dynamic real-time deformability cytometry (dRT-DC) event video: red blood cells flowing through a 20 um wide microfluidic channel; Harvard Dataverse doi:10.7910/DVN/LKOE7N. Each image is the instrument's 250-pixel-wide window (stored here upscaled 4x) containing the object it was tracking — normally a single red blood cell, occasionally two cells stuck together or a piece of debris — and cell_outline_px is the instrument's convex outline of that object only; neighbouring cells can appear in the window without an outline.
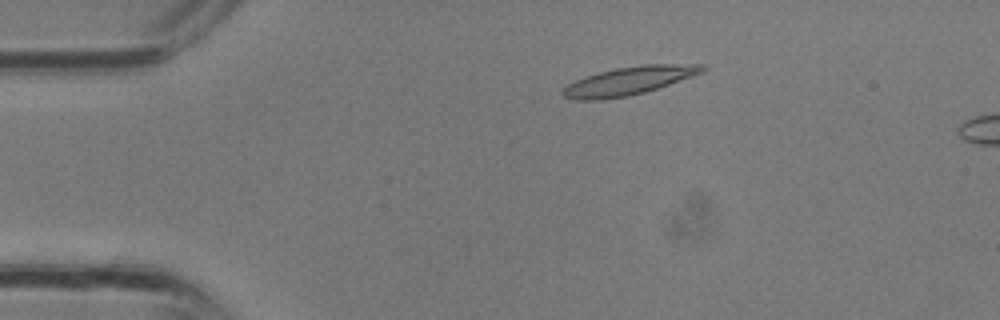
{"species": "common noctule bat (a hibernating species)", "species_latin": "Nyctalus noctula", "temperature_condition": "room temperature", "stored_images_in_passage": 9, "camera_frame_rate_fps": 3000, "um_per_image_px": 0.085, "animal": {"sex": "male", "body_mass_g": 13.3}, "frame": {"image": 1, "passage_image": 6, "time_ms": 1.667, "image_size_px": [1000, 320], "cell_outline_px": [[708, 68], [704, 72], [644, 92], [628, 96], [600, 100], [576, 100], [564, 96], [560, 92], [568, 84], [576, 80], [600, 72], [616, 68], [640, 64], [704, 64]], "centroid_in_image_um": [53.47, 6.86], "position_along_channel_um": 31.5, "area_um2": 22.77}}